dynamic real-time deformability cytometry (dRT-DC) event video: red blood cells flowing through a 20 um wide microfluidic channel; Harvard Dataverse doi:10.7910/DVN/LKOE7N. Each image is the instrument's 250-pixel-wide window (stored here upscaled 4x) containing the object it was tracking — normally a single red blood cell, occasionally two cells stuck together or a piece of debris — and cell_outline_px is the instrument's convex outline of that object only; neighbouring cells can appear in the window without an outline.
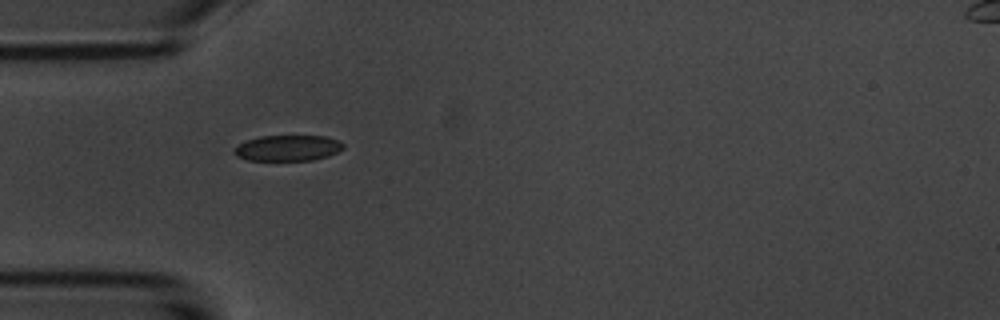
{"species": "common noctule bat (a hibernating species)", "species_latin": "Nyctalus noctula", "temperature_condition": "room temperature", "stored_images_in_passage": 2, "camera_frame_rate_fps": 3000, "um_per_image_px": 0.085, "animal": {"sex": "male", "body_mass_g": 20.1, "forearm_length_mm": 53.5}, "frame": {"image": 1, "passage_image": 1, "time_ms": 0.0, "image_size_px": [1000, 320], "cell_outline_px": [[344, 148], [328, 156], [312, 160], [248, 160], [236, 156], [232, 152], [232, 148], [248, 140], [260, 136], [324, 136], [336, 140], [344, 144]], "centroid_in_image_um": [24.43, 12.58], "position_along_channel_um": 60.6, "area_um2": 16.3}}
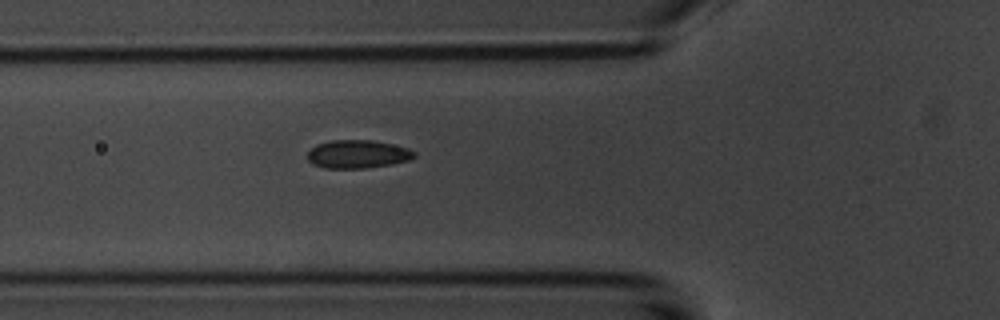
{"frame": {"image": 2, "passage_image": 2, "time_ms": 1.0, "image_size_px": [1000, 320], "cell_outline_px": [[416, 156], [408, 160], [392, 164], [364, 168], [324, 168], [312, 164], [308, 160], [308, 152], [316, 144], [332, 140], [368, 140], [408, 148], [416, 152]], "centroid_in_image_um": [30.37, 13.11], "position_along_channel_um": 95.4, "area_um2": 17.4}}